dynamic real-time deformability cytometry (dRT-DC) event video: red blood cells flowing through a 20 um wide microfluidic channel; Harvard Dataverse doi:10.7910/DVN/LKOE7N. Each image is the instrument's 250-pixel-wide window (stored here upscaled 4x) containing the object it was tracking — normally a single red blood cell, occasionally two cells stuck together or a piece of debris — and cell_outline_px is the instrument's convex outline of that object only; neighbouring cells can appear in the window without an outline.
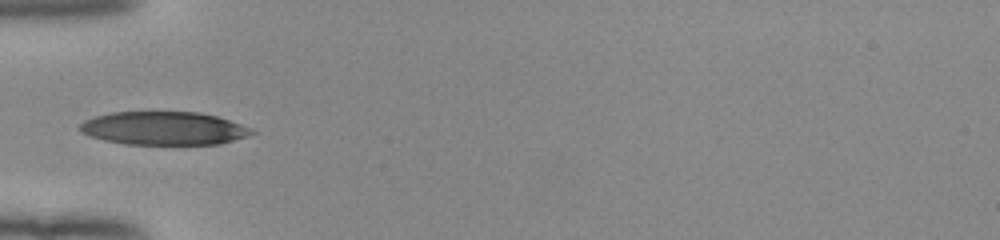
{"species": "human", "species_latin": "Homo sapiens", "temperature_condition": "room temperature", "stored_images_in_passage": 16, "camera_frame_rate_fps": 3000, "um_per_image_px": 0.085, "donor": {"sex": "female"}, "frame": {"image": 1, "passage_image": 1, "time_ms": 0.0, "image_size_px": [1000, 240], "cell_outline_px": [[256, 132], [248, 136], [220, 144], [128, 144], [104, 140], [92, 136], [84, 132], [80, 128], [80, 124], [84, 120], [96, 116], [112, 112], [200, 112], [216, 116], [252, 128]], "centroid_in_image_um": [13.96, 10.9], "position_along_channel_um": 71.0, "area_um2": 33.06}}
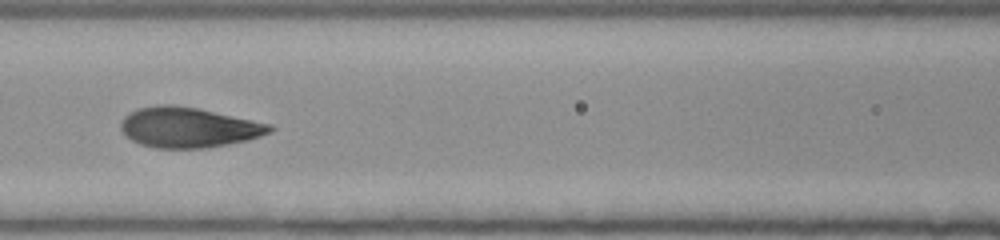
{"frame": {"image": 2, "passage_image": 7, "time_ms": 2.0, "image_size_px": [1000, 240], "cell_outline_px": [[276, 128], [272, 132], [260, 136], [228, 144], [204, 148], [156, 148], [140, 144], [124, 136], [120, 128], [120, 124], [124, 116], [128, 112], [136, 108], [160, 104], [172, 104], [196, 108], [272, 124]], "centroid_in_image_um": [15.98, 10.82], "position_along_channel_um": 150.6, "area_um2": 35.03}}
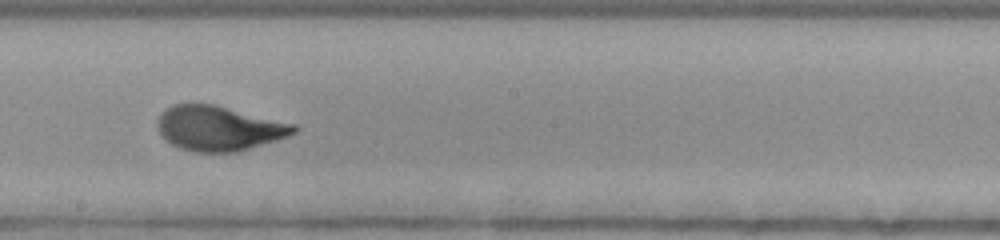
{"frame": {"image": 3, "passage_image": 13, "time_ms": 4.0, "image_size_px": [1000, 240], "cell_outline_px": [[300, 128], [296, 132], [288, 136], [276, 140], [236, 152], [196, 152], [180, 148], [164, 140], [160, 136], [156, 120], [160, 112], [172, 104], [212, 104], [296, 124]], "centroid_in_image_um": [18.57, 10.9], "position_along_channel_um": 229.6, "area_um2": 35.66}}